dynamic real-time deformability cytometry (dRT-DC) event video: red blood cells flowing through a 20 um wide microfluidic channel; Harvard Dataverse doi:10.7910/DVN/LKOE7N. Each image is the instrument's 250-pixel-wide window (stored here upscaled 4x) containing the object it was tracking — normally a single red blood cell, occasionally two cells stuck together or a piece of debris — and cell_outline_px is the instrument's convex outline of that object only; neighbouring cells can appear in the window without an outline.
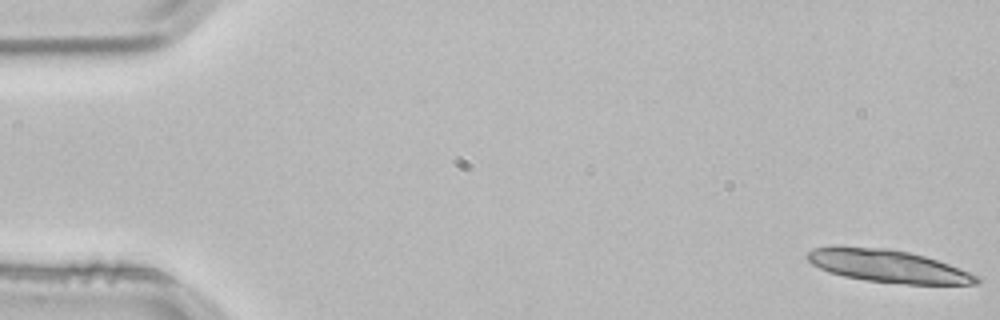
{"species": "common noctule bat (a hibernating species)", "species_latin": "Nyctalus noctula", "temperature_condition": "room temperature", "stored_images_in_passage": 25, "camera_frame_rate_fps": 3000, "um_per_image_px": 0.085, "animal": {"sex": "male", "body_mass_g": 21.5, "forearm_length_mm": 52.0}, "frame": {"image": 1, "passage_image": 1, "time_ms": 0.0, "image_size_px": [1000, 320], "cell_outline_px": [[980, 280], [976, 284], [904, 284], [868, 280], [844, 276], [828, 272], [812, 264], [804, 256], [808, 252], [816, 248], [832, 244], [836, 244], [884, 248], [908, 252], [924, 256], [948, 264], [968, 272], [976, 276]], "centroid_in_image_um": [75.37, 22.59], "position_along_channel_um": 9.6, "area_um2": 32.14}}
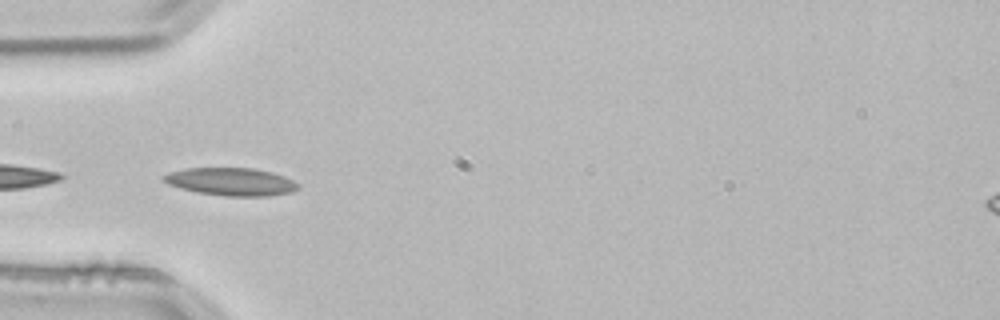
{"frame": {"image": 2, "passage_image": 17, "time_ms": 5.333, "image_size_px": [1000, 320], "cell_outline_px": [[300, 188], [292, 192], [268, 196], [228, 196], [196, 192], [180, 188], [168, 184], [160, 180], [160, 176], [168, 172], [184, 168], [252, 168], [272, 172], [284, 176], [300, 184]], "centroid_in_image_um": [19.61, 15.44], "position_along_channel_um": 65.4, "area_um2": 22.02}}